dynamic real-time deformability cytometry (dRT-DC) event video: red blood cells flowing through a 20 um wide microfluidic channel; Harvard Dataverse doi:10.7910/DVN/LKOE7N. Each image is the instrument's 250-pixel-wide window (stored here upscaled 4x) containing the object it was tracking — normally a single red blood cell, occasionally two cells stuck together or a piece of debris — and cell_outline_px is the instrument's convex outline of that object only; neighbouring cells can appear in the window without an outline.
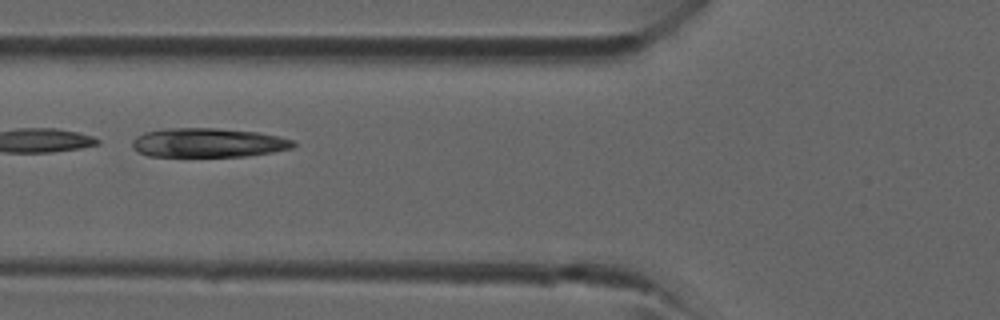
{"species": "common noctule bat (a hibernating species)", "species_latin": "Nyctalus noctula", "temperature_condition": "room temperature", "stored_images_in_passage": 5, "camera_frame_rate_fps": 3000, "um_per_image_px": 0.085, "animal": {"sex": "male", "forearm_length_mm": 52.5}, "frame": {"image": 1, "passage_image": 5, "time_ms": 8.0, "image_size_px": [1000, 320], "cell_outline_px": [[296, 144], [292, 148], [272, 152], [248, 156], [148, 156], [132, 148], [132, 140], [136, 136], [144, 132], [164, 128], [216, 128], [256, 132], [280, 136], [292, 140]], "centroid_in_image_um": [17.67, 12.12], "position_along_channel_um": 108.1, "area_um2": 27.4}}